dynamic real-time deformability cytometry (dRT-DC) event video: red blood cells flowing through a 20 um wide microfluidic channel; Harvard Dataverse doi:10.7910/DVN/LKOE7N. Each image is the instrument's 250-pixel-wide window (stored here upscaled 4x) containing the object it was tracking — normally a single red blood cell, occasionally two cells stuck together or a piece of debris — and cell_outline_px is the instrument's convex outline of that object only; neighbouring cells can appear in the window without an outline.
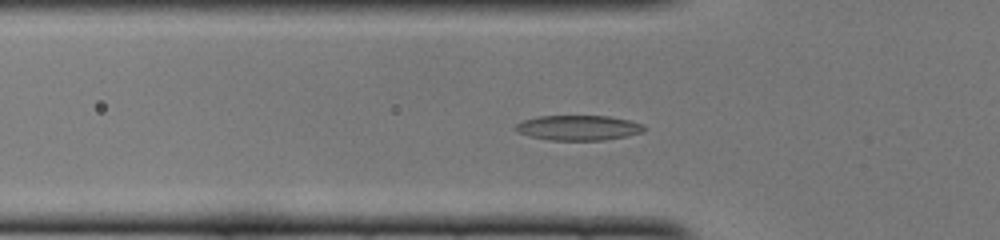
{"species": "common noctule bat (a hibernating species)", "species_latin": "Nyctalus noctula", "temperature_condition": "cold", "stored_images_in_passage": 51, "camera_frame_rate_fps": 3000, "um_per_image_px": 0.085, "animal": {"sex": "female", "body_mass_g": 22.0, "forearm_length_mm": 56.7}, "frame": {"image": 1, "passage_image": 16, "time_ms": 5.0, "image_size_px": [1000, 240], "cell_outline_px": [[644, 132], [604, 140], [548, 140], [532, 136], [520, 132], [516, 128], [516, 124], [524, 120], [540, 116], [608, 116], [628, 120], [644, 124]], "centroid_in_image_um": [49.2, 10.86], "position_along_channel_um": 76.6, "area_um2": 18.44}}
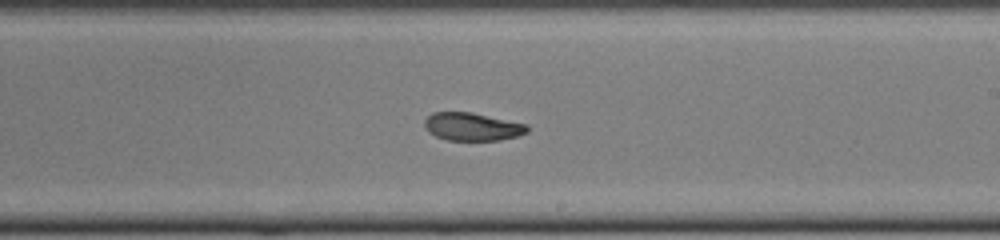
{"frame": {"image": 2, "passage_image": 29, "time_ms": 9.333, "image_size_px": [1000, 240], "cell_outline_px": [[528, 132], [516, 136], [500, 140], [448, 140], [436, 136], [428, 132], [424, 124], [424, 120], [432, 112], [472, 112], [528, 124]], "centroid_in_image_um": [40.14, 10.76], "position_along_channel_um": 248.9, "area_um2": 16.76}}
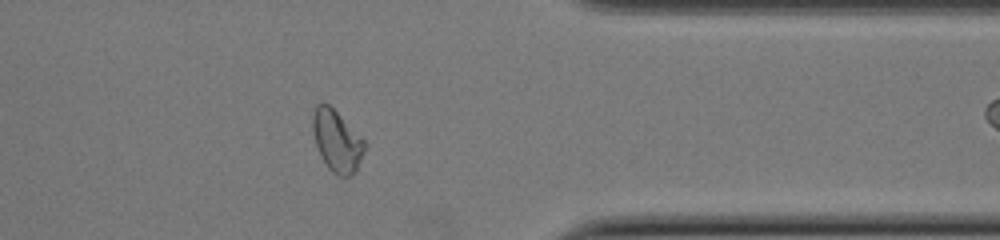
{"frame": {"image": 3, "passage_image": 40, "time_ms": 13.0, "image_size_px": [1000, 240], "cell_outline_px": [[364, 152], [356, 172], [348, 176], [336, 176], [328, 168], [316, 144], [312, 132], [312, 112], [316, 104], [328, 104], [364, 140]], "centroid_in_image_um": [28.61, 12.0], "position_along_channel_um": 382.8, "area_um2": 18.26}, "authors_computed_cell_mechanics": {"area_um2": 18.0914, "velocity_mm_per_s": 3.9831, "shape_relaxation_time_tau1_ms": 9.9461, "shape_relaxation_time_tau2_ms": 3.6528, "deformation_change_tau1": 0.2381, "deformation_change_tau2": 0.085}}